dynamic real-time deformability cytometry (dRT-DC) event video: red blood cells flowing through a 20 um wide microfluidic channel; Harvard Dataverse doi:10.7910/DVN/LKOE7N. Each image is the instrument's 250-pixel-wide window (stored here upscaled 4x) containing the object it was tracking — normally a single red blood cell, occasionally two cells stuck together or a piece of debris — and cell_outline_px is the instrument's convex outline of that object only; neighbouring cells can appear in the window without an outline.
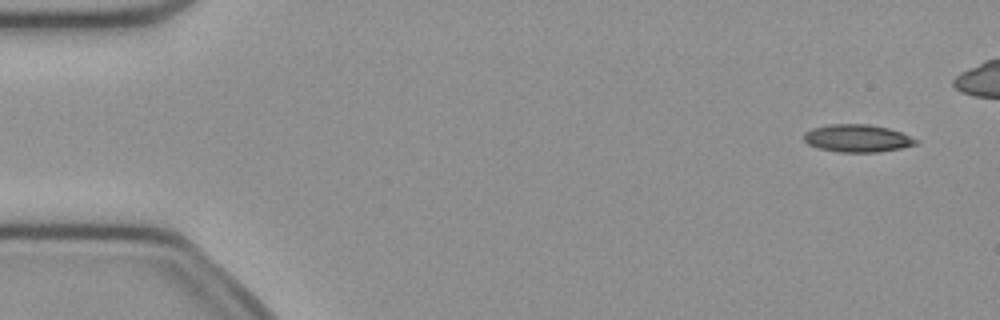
{"species": "common noctule bat (a hibernating species)", "species_latin": "Nyctalus noctula", "temperature_condition": "cold", "stored_images_in_passage": 4, "camera_frame_rate_fps": 3000, "um_per_image_px": 0.085, "animal": {"sex": "female", "body_mass_g": 21.9}, "frame": {"image": 1, "passage_image": 2, "time_ms": 0.333, "image_size_px": [1000, 320], "cell_outline_px": [[920, 140], [916, 144], [900, 148], [880, 152], [840, 152], [820, 148], [808, 144], [804, 140], [804, 132], [812, 128], [832, 124], [868, 124], [888, 128], [900, 132]], "centroid_in_image_um": [72.88, 11.75], "position_along_channel_um": 12.1, "area_um2": 17.92}}